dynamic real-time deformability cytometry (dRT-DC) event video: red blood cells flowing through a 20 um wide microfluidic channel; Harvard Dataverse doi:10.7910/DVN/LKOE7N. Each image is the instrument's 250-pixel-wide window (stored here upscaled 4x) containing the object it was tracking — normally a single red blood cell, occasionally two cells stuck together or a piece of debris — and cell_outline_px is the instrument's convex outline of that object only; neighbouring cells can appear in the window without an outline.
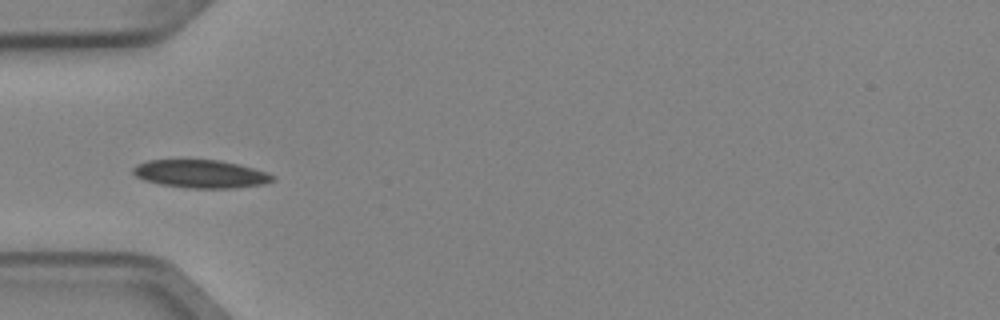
{"species": "Egyptian fruit bat (a non-hibernating species)", "species_latin": "Rousettus aegyptiacus", "temperature_condition": "cold", "stored_images_in_passage": 5, "camera_frame_rate_fps": 3000, "um_per_image_px": 0.085, "animal": {"sex": "female"}, "frame": {"image": 1, "passage_image": 5, "time_ms": 1.333, "image_size_px": [1000, 320], "cell_outline_px": [[276, 180], [264, 184], [236, 188], [188, 188], [160, 184], [144, 180], [136, 176], [132, 172], [132, 168], [136, 164], [148, 160], [220, 160], [240, 164], [268, 172], [276, 176]], "centroid_in_image_um": [17.1, 14.78], "position_along_channel_um": 67.9, "area_um2": 23.06}}